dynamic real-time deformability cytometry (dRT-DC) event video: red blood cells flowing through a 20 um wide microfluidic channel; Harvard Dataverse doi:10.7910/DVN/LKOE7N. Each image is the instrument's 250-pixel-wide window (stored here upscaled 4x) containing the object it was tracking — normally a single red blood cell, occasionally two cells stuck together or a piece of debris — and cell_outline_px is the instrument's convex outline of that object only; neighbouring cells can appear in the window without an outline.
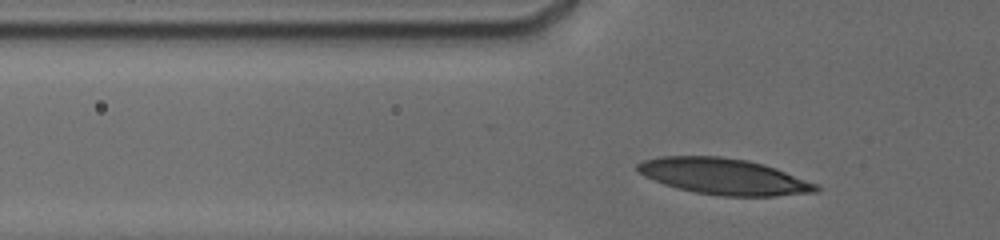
{"species": "human", "species_latin": "Homo sapiens", "temperature_condition": "cold", "stored_images_in_passage": 34, "camera_frame_rate_fps": 3000, "um_per_image_px": 0.085, "donor": {"sex": "male"}, "frame": {"image": 1, "passage_image": 4, "time_ms": 1.0, "image_size_px": [1000, 240], "cell_outline_px": [[820, 192], [776, 196], [720, 196], [696, 192], [676, 188], [664, 184], [644, 176], [636, 172], [636, 164], [644, 160], [660, 156], [720, 156], [744, 160], [764, 164], [776, 168], [820, 184]], "centroid_in_image_um": [61.55, 15.0], "position_along_channel_um": 64.2, "area_um2": 37.86}}
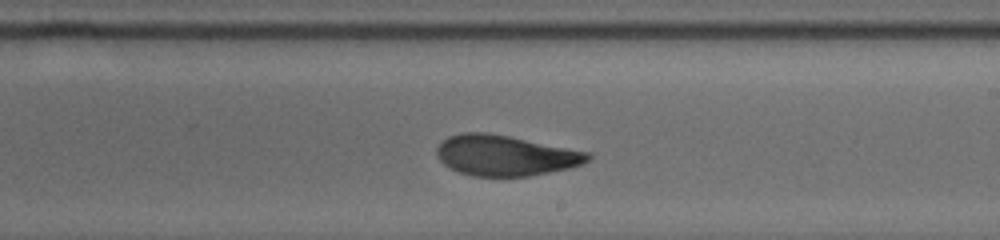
{"frame": {"image": 2, "passage_image": 21, "time_ms": 6.0, "image_size_px": [1000, 240], "cell_outline_px": [[592, 156], [588, 160], [580, 164], [568, 168], [528, 176], [472, 176], [460, 172], [444, 164], [440, 160], [436, 152], [436, 148], [448, 136], [464, 132], [488, 132], [588, 152]], "centroid_in_image_um": [42.92, 13.21], "position_along_channel_um": 246.1, "area_um2": 35.2}}
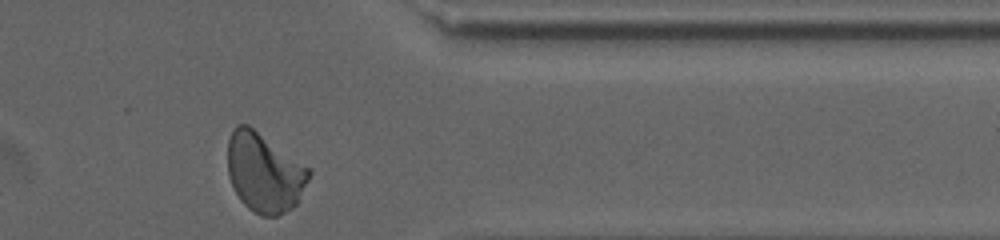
{"frame": {"image": 3, "passage_image": 34, "time_ms": 10.0, "image_size_px": [1000, 240], "cell_outline_px": [[312, 172], [296, 204], [292, 208], [276, 216], [260, 216], [252, 212], [240, 200], [228, 176], [228, 140], [236, 124], [248, 124], [312, 168]], "centroid_in_image_um": [22.48, 14.66], "position_along_channel_um": 388.9, "area_um2": 37.8}, "authors_computed_cell_mechanics": {"area_um2": 36.0961, "velocity_mm_per_s": 3.7711, "shape_relaxation_time_tau1_ms": 5.6939, "shape_relaxation_time_tau2_ms": 1.264, "deformation_change_tau1": 0.1953, "deformation_change_tau2": 0.0719}}